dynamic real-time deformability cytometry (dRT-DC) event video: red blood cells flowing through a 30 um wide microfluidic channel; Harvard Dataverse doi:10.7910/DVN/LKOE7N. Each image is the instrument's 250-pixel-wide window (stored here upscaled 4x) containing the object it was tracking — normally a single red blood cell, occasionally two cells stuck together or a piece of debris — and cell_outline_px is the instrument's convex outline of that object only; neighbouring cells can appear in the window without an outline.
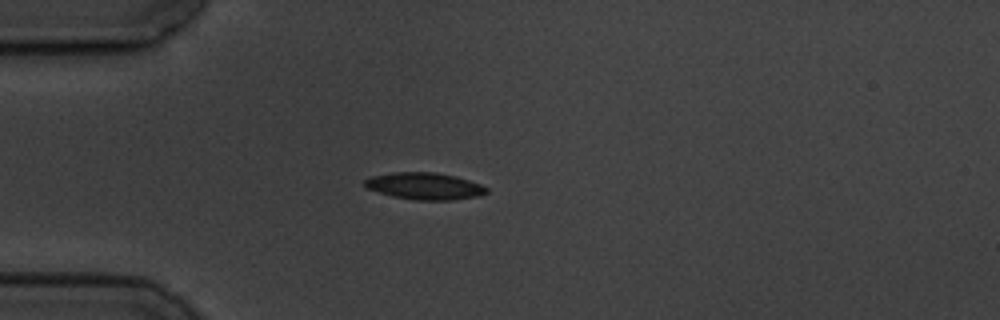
{"species": "common noctule bat (a hibernating species)", "species_latin": "Nyctalus noctula", "temperature_condition": "cold", "stored_images_in_passage": 3, "camera_frame_rate_fps": 3000, "um_per_image_px": 0.085, "animal": {"sex": "male", "body_mass_g": 19.5, "forearm_length_mm": 54.6}, "frame": {"image": 1, "passage_image": 1, "time_ms": 0.0, "image_size_px": [1000, 320], "cell_outline_px": [[488, 192], [480, 196], [452, 200], [416, 200], [392, 196], [368, 188], [364, 184], [364, 180], [368, 176], [392, 172], [436, 172], [456, 176], [480, 184], [488, 188]], "centroid_in_image_um": [36.1, 15.81], "position_along_channel_um": 48.9, "area_um2": 19.19}}
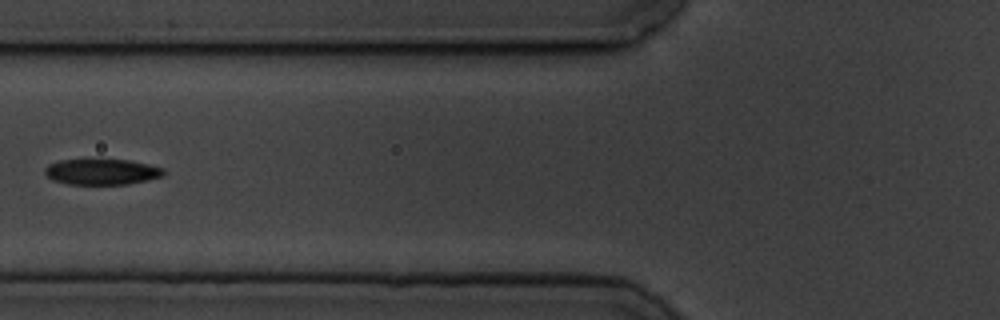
{"frame": {"image": 2, "passage_image": 3, "time_ms": 2.333, "image_size_px": [1000, 320], "cell_outline_px": [[164, 176], [148, 180], [128, 184], [68, 184], [52, 180], [44, 172], [44, 168], [48, 164], [60, 160], [88, 156], [128, 160], [148, 164], [164, 168]], "centroid_in_image_um": [8.61, 14.55], "position_along_channel_um": 117.2, "area_um2": 18.79}}